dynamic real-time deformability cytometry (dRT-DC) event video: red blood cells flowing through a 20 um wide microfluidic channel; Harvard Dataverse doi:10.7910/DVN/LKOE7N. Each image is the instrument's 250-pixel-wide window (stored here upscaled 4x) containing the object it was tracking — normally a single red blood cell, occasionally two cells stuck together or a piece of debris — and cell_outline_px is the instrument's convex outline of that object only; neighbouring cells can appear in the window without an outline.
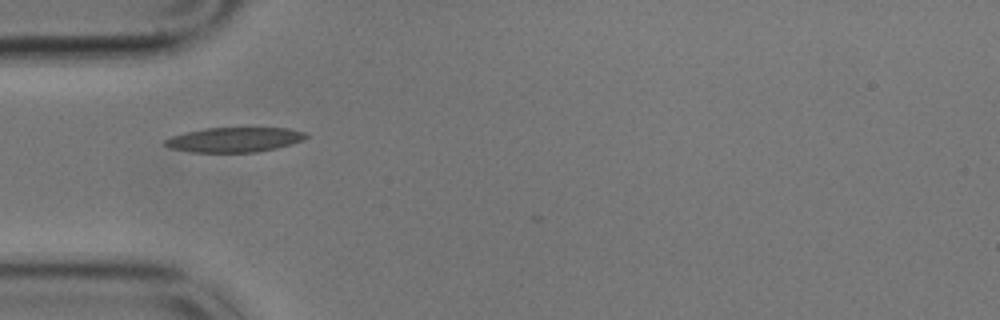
{"species": "common noctule bat (a hibernating species)", "species_latin": "Nyctalus noctula", "temperature_condition": "cold", "stored_images_in_passage": 3, "camera_frame_rate_fps": 3000, "um_per_image_px": 0.085, "animal": {"sex": "male", "body_mass_g": 17.9}, "frame": {"image": 1, "passage_image": 1, "time_ms": 0.0, "image_size_px": [1000, 320], "cell_outline_px": [[308, 136], [304, 140], [292, 144], [276, 148], [256, 152], [192, 152], [168, 148], [164, 144], [164, 140], [172, 136], [204, 128], [288, 128], [304, 132]], "centroid_in_image_um": [19.93, 11.88], "position_along_channel_um": 65.1, "area_um2": 20.29}}